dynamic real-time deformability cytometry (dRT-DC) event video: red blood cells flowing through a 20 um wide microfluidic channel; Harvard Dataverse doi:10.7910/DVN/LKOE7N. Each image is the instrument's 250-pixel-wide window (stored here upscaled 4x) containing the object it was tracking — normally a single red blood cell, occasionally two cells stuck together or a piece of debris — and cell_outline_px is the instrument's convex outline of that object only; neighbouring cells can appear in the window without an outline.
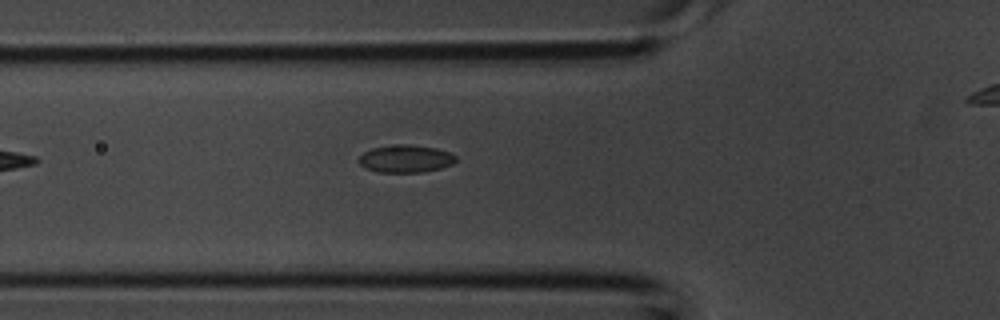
{"species": "common noctule bat (a hibernating species)", "species_latin": "Nyctalus noctula", "temperature_condition": "room temperature", "stored_images_in_passage": 13, "camera_frame_rate_fps": 3000, "um_per_image_px": 0.085, "animal": {"sex": "male", "body_mass_g": 20.1, "forearm_length_mm": 53.5}, "frame": {"image": 1, "passage_image": 2, "time_ms": 0.333, "image_size_px": [1000, 320], "cell_outline_px": [[456, 160], [452, 164], [440, 168], [420, 172], [376, 172], [364, 168], [360, 164], [360, 156], [364, 152], [372, 148], [400, 144], [408, 144], [436, 148], [448, 152], [456, 156]], "centroid_in_image_um": [34.47, 13.49], "position_along_channel_um": 91.3, "area_um2": 15.43}}
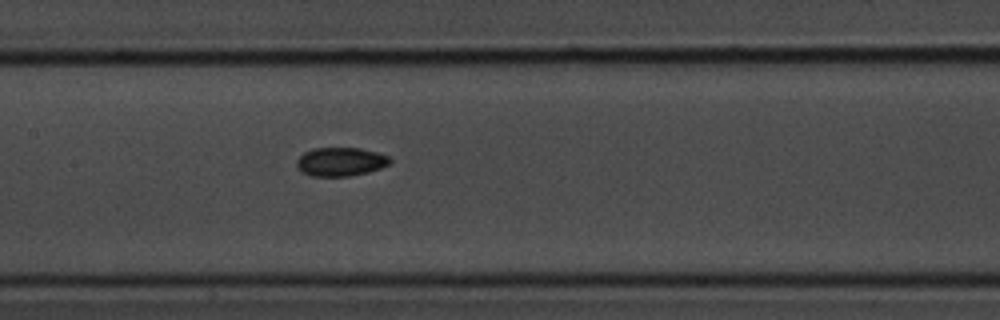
{"frame": {"image": 2, "passage_image": 7, "time_ms": 2.0, "image_size_px": [1000, 320], "cell_outline_px": [[392, 160], [388, 164], [380, 168], [368, 172], [348, 176], [312, 176], [304, 172], [296, 164], [296, 160], [304, 152], [312, 148], [360, 148], [376, 152], [388, 156]], "centroid_in_image_um": [28.95, 13.74], "position_along_channel_um": 178.4, "area_um2": 15.43}}
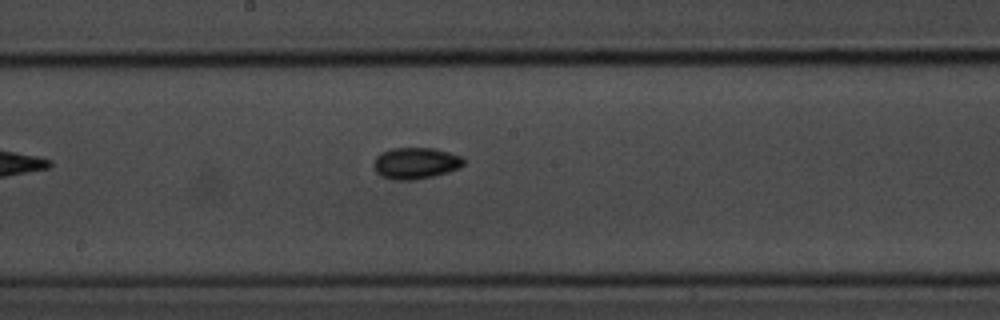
{"frame": {"image": 3, "passage_image": 9, "time_ms": 2.667, "image_size_px": [1000, 320], "cell_outline_px": [[464, 164], [460, 168], [448, 172], [416, 180], [396, 180], [384, 176], [376, 172], [372, 164], [376, 156], [380, 152], [392, 148], [436, 148], [460, 156], [464, 160]], "centroid_in_image_um": [35.32, 13.86], "position_along_channel_um": 212.9, "area_um2": 16.53}}